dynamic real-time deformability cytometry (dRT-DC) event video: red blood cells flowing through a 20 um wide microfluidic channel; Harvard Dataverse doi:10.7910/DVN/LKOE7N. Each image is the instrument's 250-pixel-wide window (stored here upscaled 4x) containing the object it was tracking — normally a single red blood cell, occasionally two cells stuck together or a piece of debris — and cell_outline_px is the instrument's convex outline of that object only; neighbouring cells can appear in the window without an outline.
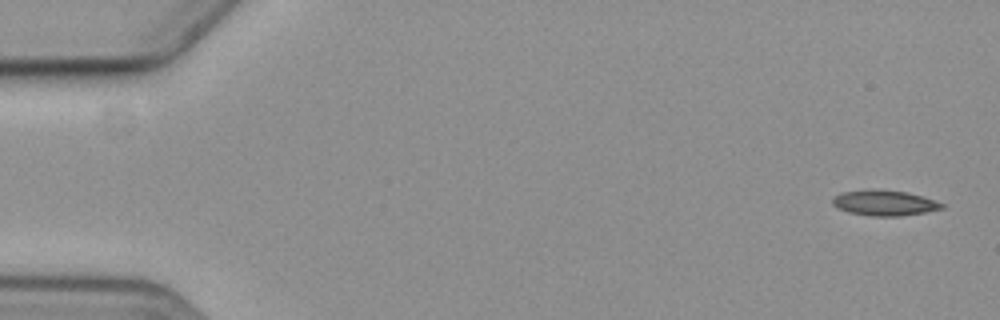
{"species": "common noctule bat (a hibernating species)", "species_latin": "Nyctalus noctula", "temperature_condition": "cold", "stored_images_in_passage": 4, "camera_frame_rate_fps": 3000, "um_per_image_px": 0.085, "animal": {"sex": "female", "body_mass_g": 19.3, "forearm_length_mm": 54.1}, "frame": {"image": 1, "passage_image": 1, "time_ms": 0.0, "image_size_px": [1000, 320], "cell_outline_px": [[944, 208], [924, 212], [900, 216], [872, 216], [848, 212], [832, 204], [832, 200], [836, 196], [844, 192], [880, 188], [908, 192], [924, 196], [944, 204]], "centroid_in_image_um": [75.21, 17.23], "position_along_channel_um": 9.8, "area_um2": 16.18}}
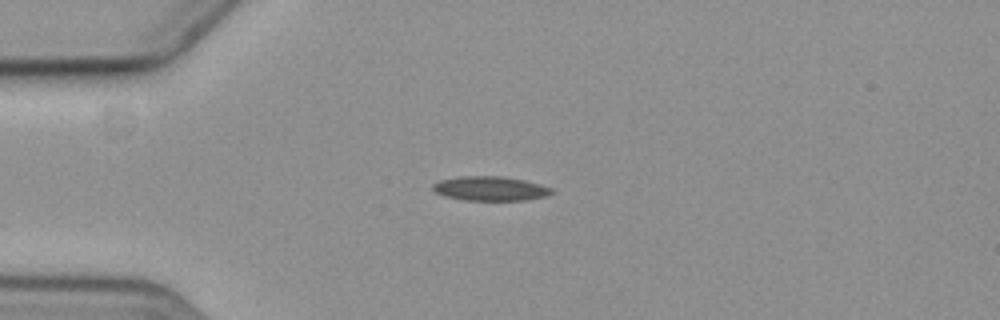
{"frame": {"image": 2, "passage_image": 4, "time_ms": 4.333, "image_size_px": [1000, 320], "cell_outline_px": [[556, 192], [544, 196], [524, 200], [464, 200], [444, 196], [436, 192], [432, 188], [432, 184], [440, 180], [460, 176], [500, 176], [524, 180], [552, 188]], "centroid_in_image_um": [41.65, 16.02], "position_along_channel_um": 43.3, "area_um2": 16.76}}